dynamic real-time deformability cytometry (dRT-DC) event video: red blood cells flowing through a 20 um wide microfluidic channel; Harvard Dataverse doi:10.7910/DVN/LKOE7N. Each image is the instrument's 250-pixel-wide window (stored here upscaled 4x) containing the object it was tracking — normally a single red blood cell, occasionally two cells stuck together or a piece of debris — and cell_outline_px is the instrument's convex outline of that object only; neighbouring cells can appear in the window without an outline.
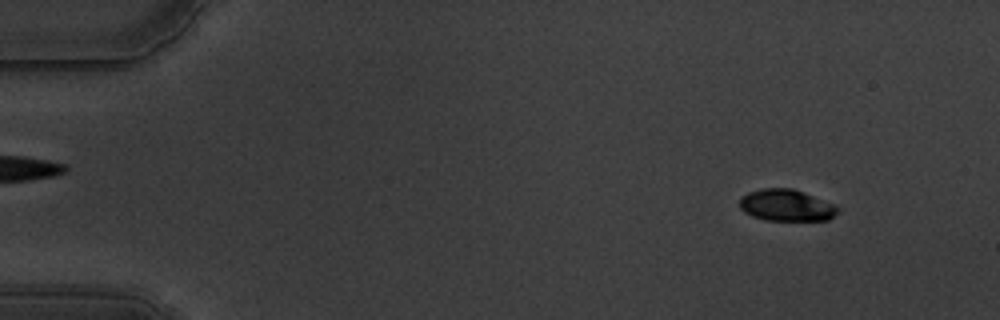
{"species": "common noctule bat (a hibernating species)", "species_latin": "Nyctalus noctula", "temperature_condition": "warm", "stored_images_in_passage": 58, "camera_frame_rate_fps": 3000, "um_per_image_px": 0.085, "animal": {"sex": "male", "body_mass_g": 19.5, "forearm_length_mm": 54.6}, "frame": {"image": 1, "passage_image": 6, "time_ms": 1.667, "image_size_px": [1000, 320], "cell_outline_px": [[840, 212], [828, 220], [764, 220], [752, 216], [744, 212], [740, 208], [740, 196], [748, 192], [764, 188], [792, 188], [832, 204], [840, 208]], "centroid_in_image_um": [66.81, 17.46], "position_along_channel_um": 18.2, "area_um2": 18.03}}
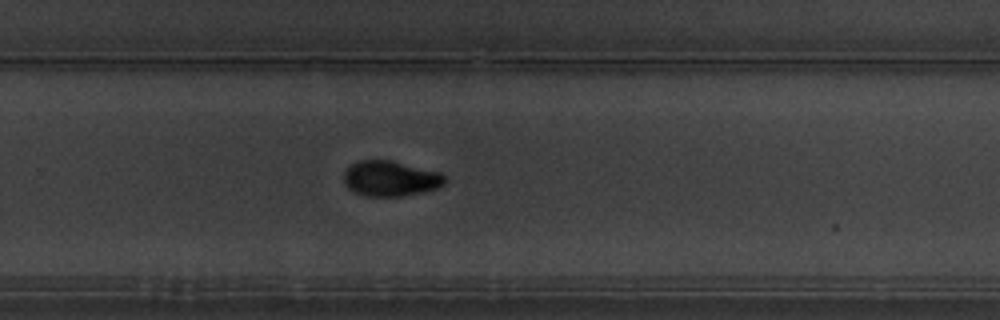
{"frame": {"image": 2, "passage_image": 39, "time_ms": 12.667, "image_size_px": [1000, 320], "cell_outline_px": [[444, 184], [436, 188], [420, 192], [400, 196], [368, 196], [356, 192], [348, 188], [344, 184], [344, 172], [352, 164], [360, 160], [392, 160], [440, 172], [444, 176]], "centroid_in_image_um": [33.17, 15.16], "position_along_channel_um": 296.6, "area_um2": 20.58}}
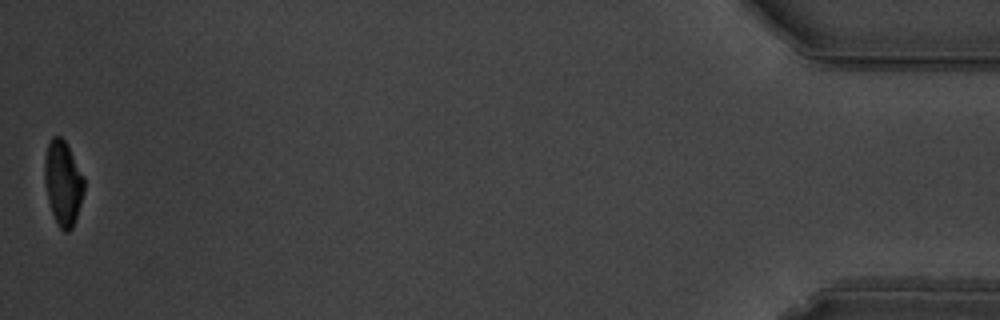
{"frame": {"image": 3, "passage_image": 58, "time_ms": 19.0, "image_size_px": [1000, 320], "cell_outline_px": [[84, 192], [72, 228], [68, 232], [64, 232], [60, 228], [52, 212], [48, 200], [44, 180], [44, 156], [48, 144], [52, 136], [60, 136], [64, 140], [84, 176]], "centroid_in_image_um": [5.34, 15.53], "position_along_channel_um": 429.9, "area_um2": 19.31}, "authors_computed_cell_mechanics": {"area_um2": 20.6635, "velocity_mm_per_s": 3.5073, "shape_relaxation_time_tau1_ms": 2.903, "shape_relaxation_time_tau2_ms": 1.2288, "deformation_change_tau1": 0.1393, "deformation_change_tau2": 0.0472}}